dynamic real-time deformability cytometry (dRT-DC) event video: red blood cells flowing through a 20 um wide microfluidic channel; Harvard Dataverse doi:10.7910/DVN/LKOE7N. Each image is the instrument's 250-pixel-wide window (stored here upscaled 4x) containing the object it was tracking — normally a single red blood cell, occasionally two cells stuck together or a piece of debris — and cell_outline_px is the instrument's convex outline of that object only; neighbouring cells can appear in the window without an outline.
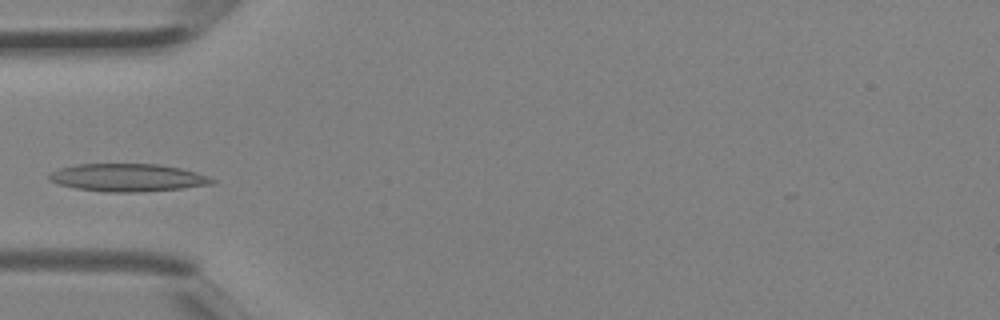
{"species": "Egyptian fruit bat (a non-hibernating species)", "species_latin": "Rousettus aegyptiacus", "temperature_condition": "room temperature", "stored_images_in_passage": 3, "camera_frame_rate_fps": 3000, "um_per_image_px": 0.085, "animal": {"sex": "female"}, "frame": {"image": 1, "passage_image": 3, "time_ms": 0.667, "image_size_px": [1000, 320], "cell_outline_px": [[216, 184], [144, 192], [104, 192], [76, 188], [60, 184], [48, 180], [48, 176], [52, 172], [60, 168], [76, 164], [160, 164], [180, 168], [196, 172], [208, 176], [216, 180]], "centroid_in_image_um": [10.88, 15.1], "position_along_channel_um": 74.1, "area_um2": 26.41}}